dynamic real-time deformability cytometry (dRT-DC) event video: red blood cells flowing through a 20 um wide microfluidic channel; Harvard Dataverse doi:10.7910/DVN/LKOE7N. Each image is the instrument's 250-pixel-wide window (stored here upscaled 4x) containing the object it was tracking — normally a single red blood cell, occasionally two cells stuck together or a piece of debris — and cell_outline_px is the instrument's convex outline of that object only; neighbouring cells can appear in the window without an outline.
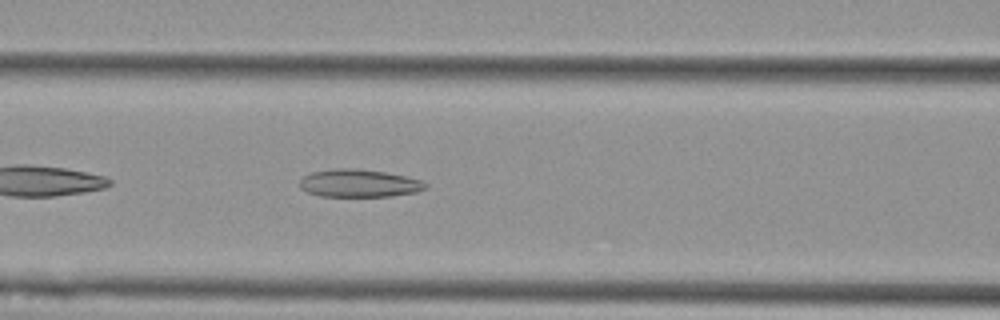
{"species": "Egyptian fruit bat (a non-hibernating species)", "species_latin": "Rousettus aegyptiacus", "temperature_condition": "cold", "stored_images_in_passage": 40, "camera_frame_rate_fps": 3000, "um_per_image_px": 0.085, "animal": {"sex": "female"}, "frame": {"image": 1, "passage_image": 8, "time_ms": 2.333, "image_size_px": [1000, 320], "cell_outline_px": [[428, 188], [416, 192], [392, 196], [320, 196], [308, 192], [300, 188], [300, 180], [304, 176], [312, 172], [336, 168], [356, 168], [388, 172], [420, 180], [428, 184]], "centroid_in_image_um": [30.54, 15.57], "position_along_channel_um": 136.1, "area_um2": 20.4}}
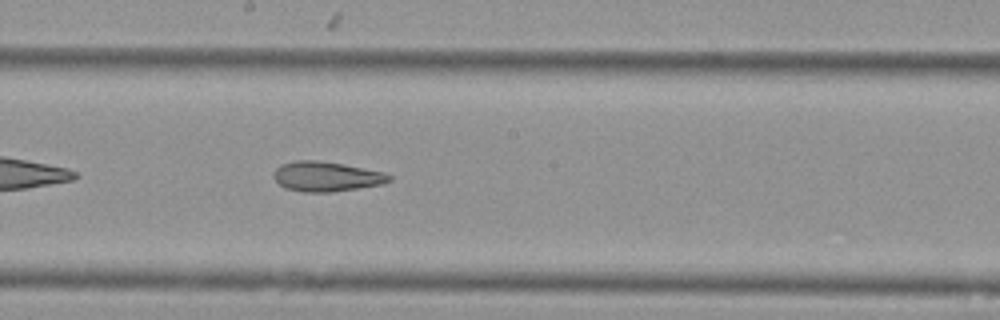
{"frame": {"image": 2, "passage_image": 15, "time_ms": 4.667, "image_size_px": [1000, 320], "cell_outline_px": [[392, 180], [380, 184], [332, 192], [304, 192], [284, 188], [272, 176], [276, 168], [280, 164], [296, 160], [316, 160], [344, 164], [384, 172], [392, 176]], "centroid_in_image_um": [27.71, 14.99], "position_along_channel_um": 220.5, "area_um2": 20.06}}
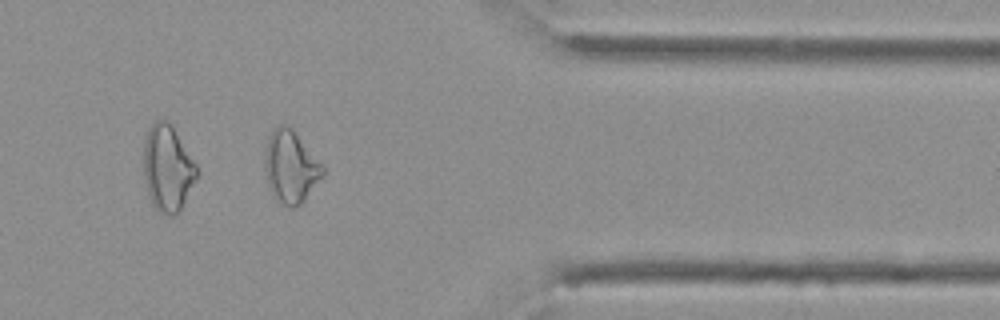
{"frame": {"image": 3, "passage_image": 30, "time_ms": 9.667, "image_size_px": [1000, 320], "cell_outline_px": [[324, 172], [304, 200], [300, 204], [292, 208], [288, 208], [276, 200], [272, 196], [264, 168], [264, 160], [268, 140], [272, 132], [280, 124], [288, 124], [292, 128], [324, 164]], "centroid_in_image_um": [24.71, 14.18], "position_along_channel_um": 386.7, "area_um2": 24.33}, "authors_computed_cell_mechanics": {"area_um2": 21.0392, "velocity_mm_per_s": 3.6376, "shape_relaxation_time_tau1_ms": null, "shape_relaxation_time_tau2_ms": 7.041, "deformation_change_tau1": null, "deformation_change_tau2": 0.1972}}